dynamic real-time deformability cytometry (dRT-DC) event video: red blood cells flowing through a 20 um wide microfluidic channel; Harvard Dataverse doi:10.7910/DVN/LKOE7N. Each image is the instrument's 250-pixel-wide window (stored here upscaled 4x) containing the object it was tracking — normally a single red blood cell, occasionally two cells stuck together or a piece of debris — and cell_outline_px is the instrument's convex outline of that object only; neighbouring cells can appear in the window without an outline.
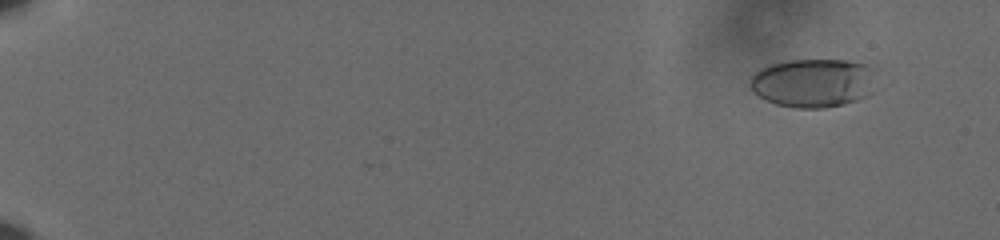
{"species": "human", "species_latin": "Homo sapiens", "temperature_condition": "cold", "stored_images_in_passage": 61, "camera_frame_rate_fps": 3000, "um_per_image_px": 0.085, "donor": {"sex": "male"}, "frame": {"image": 1, "passage_image": 6, "time_ms": 1.667, "image_size_px": [1000, 240], "cell_outline_px": [[872, 68], [864, 96], [856, 100], [844, 104], [824, 108], [796, 108], [776, 104], [752, 92], [748, 88], [748, 84], [752, 76], [760, 68], [768, 64], [788, 60], [844, 60], [868, 64]], "centroid_in_image_um": [68.97, 7.03], "position_along_channel_um": 16.0, "area_um2": 35.14}}
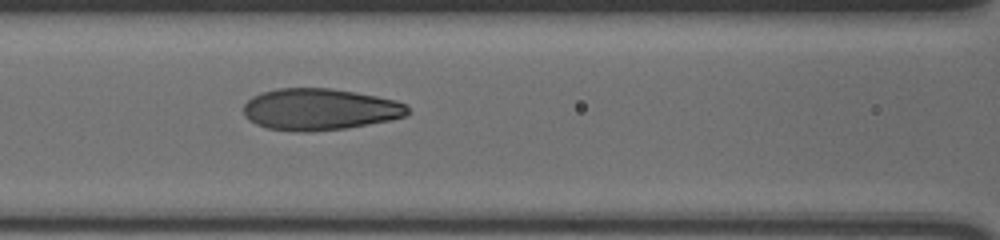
{"frame": {"image": 2, "passage_image": 31, "time_ms": 10.0, "image_size_px": [1000, 240], "cell_outline_px": [[412, 112], [404, 116], [388, 120], [348, 128], [312, 132], [296, 132], [268, 128], [256, 124], [248, 120], [244, 116], [244, 104], [252, 96], [260, 92], [276, 88], [332, 88], [356, 92], [396, 100], [408, 104]], "centroid_in_image_um": [27.18, 9.29], "position_along_channel_um": 139.4, "area_um2": 40.29}}
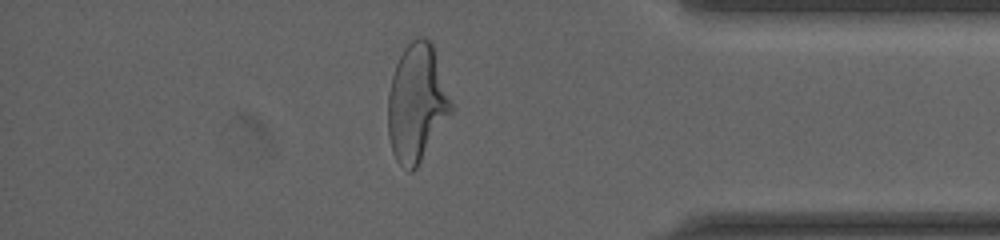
{"frame": {"image": 3, "passage_image": 54, "time_ms": 17.667, "image_size_px": [1000, 240], "cell_outline_px": [[452, 112], [416, 168], [412, 172], [408, 172], [396, 160], [392, 152], [388, 136], [388, 92], [392, 76], [396, 64], [404, 48], [416, 36], [424, 36], [432, 44], [452, 100]], "centroid_in_image_um": [35.41, 8.76], "position_along_channel_um": 399.8, "area_um2": 43.23}, "authors_computed_cell_mechanics": {"area_um2": 39.4774, "velocity_mm_per_s": 3.6335, "shape_relaxation_time_tau1_ms": 3.7643, "shape_relaxation_time_tau2_ms": 0.7506, "deformation_change_tau1": 0.1865, "deformation_change_tau2": 0.0733}}